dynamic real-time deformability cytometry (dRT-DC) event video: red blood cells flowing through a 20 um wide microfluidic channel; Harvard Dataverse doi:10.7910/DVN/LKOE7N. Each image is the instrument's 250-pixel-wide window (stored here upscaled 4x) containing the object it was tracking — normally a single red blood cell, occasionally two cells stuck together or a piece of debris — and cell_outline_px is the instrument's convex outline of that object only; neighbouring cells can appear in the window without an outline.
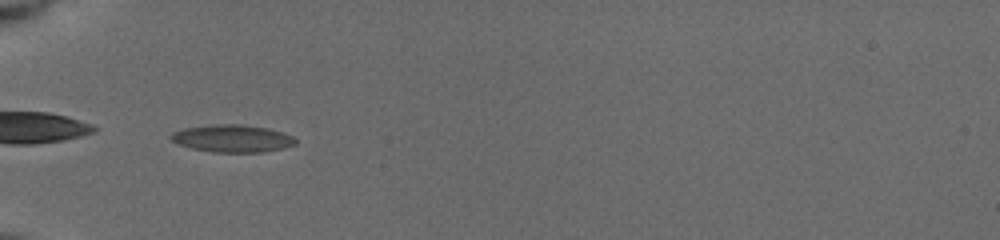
{"species": "common noctule bat (a hibernating species)", "species_latin": "Nyctalus noctula", "temperature_condition": "cold", "stored_images_in_passage": 3, "camera_frame_rate_fps": 3000, "um_per_image_px": 0.085, "animal": {"sex": "female", "body_mass_g": 19.5, "forearm_length_mm": 54.1}, "frame": {"image": 1, "passage_image": 1, "time_ms": 0.0, "image_size_px": [1000, 240], "cell_outline_px": [[296, 144], [284, 148], [260, 152], [212, 152], [192, 148], [176, 144], [168, 136], [172, 132], [184, 128], [212, 124], [240, 124], [268, 128], [292, 136], [296, 140]], "centroid_in_image_um": [19.7, 11.76], "position_along_channel_um": 65.3, "area_um2": 19.94}}
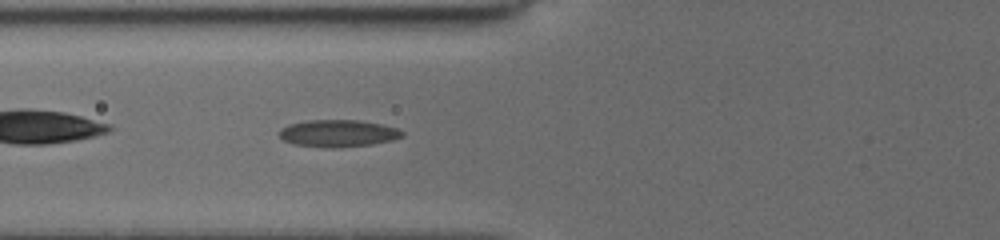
{"frame": {"image": 2, "passage_image": 3, "time_ms": 1.0, "image_size_px": [1000, 240], "cell_outline_px": [[404, 136], [392, 140], [372, 144], [340, 148], [324, 148], [292, 144], [284, 140], [280, 136], [280, 128], [288, 124], [308, 120], [360, 120], [380, 124], [396, 128], [404, 132]], "centroid_in_image_um": [28.72, 11.34], "position_along_channel_um": 97.1, "area_um2": 19.59}}